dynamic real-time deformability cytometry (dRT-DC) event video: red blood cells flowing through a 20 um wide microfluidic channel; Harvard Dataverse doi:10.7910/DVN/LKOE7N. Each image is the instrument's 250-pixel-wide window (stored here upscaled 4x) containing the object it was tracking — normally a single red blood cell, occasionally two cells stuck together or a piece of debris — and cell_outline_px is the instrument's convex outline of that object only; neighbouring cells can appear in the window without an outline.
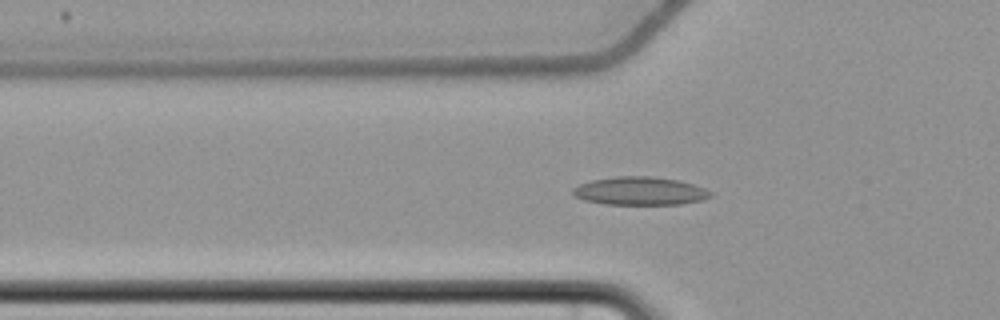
{"species": "common noctule bat (a hibernating species)", "species_latin": "Nyctalus noctula", "temperature_condition": "cold", "stored_images_in_passage": 58, "camera_frame_rate_fps": 3000, "um_per_image_px": 0.085, "animal": {"sex": "female", "body_mass_g": 22.7, "forearm_length_mm": 54.2}, "frame": {"image": 1, "passage_image": 21, "time_ms": 6.667, "image_size_px": [1000, 320], "cell_outline_px": [[712, 196], [700, 200], [680, 204], [604, 204], [584, 200], [576, 196], [572, 192], [572, 188], [580, 184], [592, 180], [616, 176], [652, 176], [676, 180], [692, 184], [704, 188], [712, 192]], "centroid_in_image_um": [54.38, 16.23], "position_along_channel_um": 71.4, "area_um2": 22.43}}
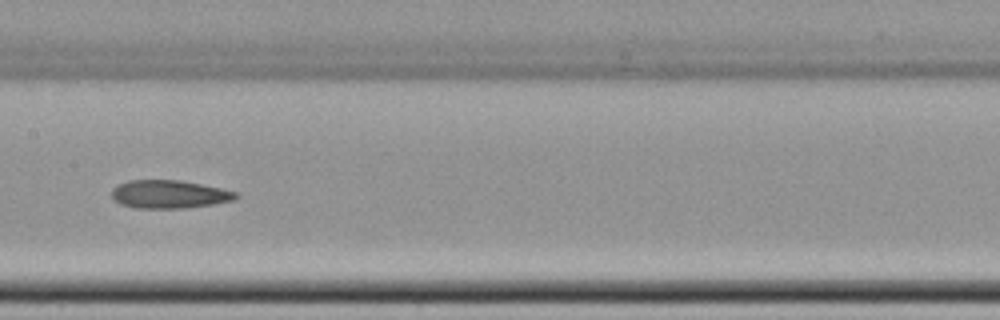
{"frame": {"image": 2, "passage_image": 31, "time_ms": 10.0, "image_size_px": [1000, 320], "cell_outline_px": [[240, 196], [232, 200], [212, 204], [184, 208], [136, 208], [120, 204], [112, 196], [112, 188], [128, 180], [180, 180], [220, 188], [236, 192]], "centroid_in_image_um": [14.37, 16.51], "position_along_channel_um": 193.0, "area_um2": 20.17}}
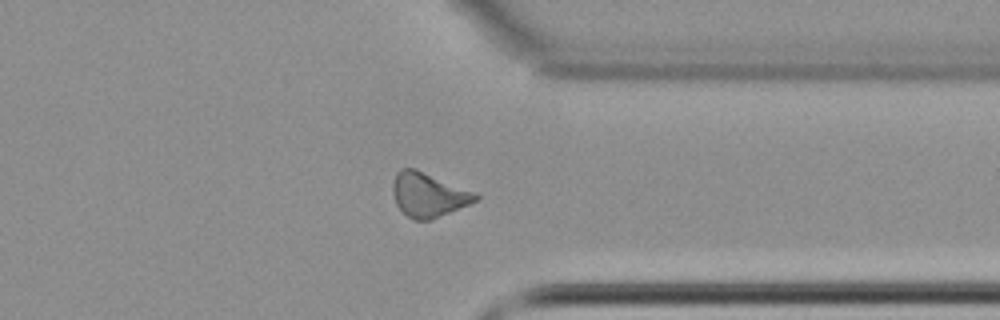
{"frame": {"image": 3, "passage_image": 46, "time_ms": 15.0, "image_size_px": [1000, 320], "cell_outline_px": [[480, 200], [432, 220], [412, 220], [396, 204], [392, 192], [392, 184], [396, 172], [400, 168], [416, 168], [476, 192], [480, 196]], "centroid_in_image_um": [36.44, 16.55], "position_along_channel_um": 375.0, "area_um2": 21.73}, "authors_computed_cell_mechanics": {"area_um2": 20.9814, "velocity_mm_per_s": 3.6835, "shape_relaxation_time_tau1_ms": null, "shape_relaxation_time_tau2_ms": 9.7864, "deformation_change_tau1": null, "deformation_change_tau2": 0.2027}}